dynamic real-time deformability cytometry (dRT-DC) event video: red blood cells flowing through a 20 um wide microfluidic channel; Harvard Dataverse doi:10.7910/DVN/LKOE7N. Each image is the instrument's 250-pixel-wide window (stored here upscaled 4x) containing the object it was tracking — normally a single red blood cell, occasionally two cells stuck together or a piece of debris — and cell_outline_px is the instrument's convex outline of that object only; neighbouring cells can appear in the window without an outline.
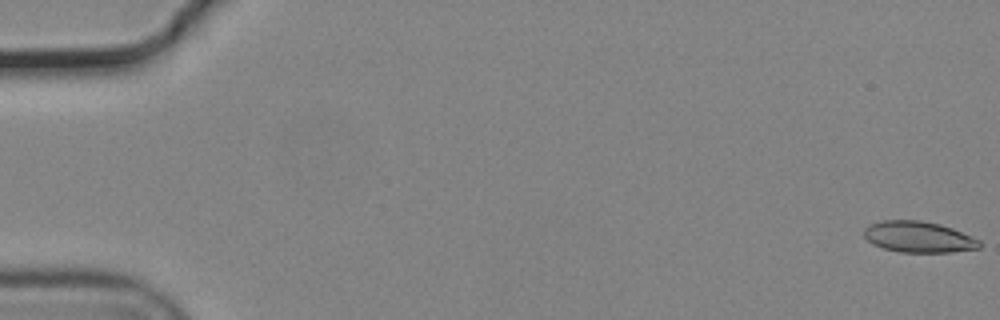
{"species": "common noctule bat (a hibernating species)", "species_latin": "Nyctalus noctula", "temperature_condition": "cold", "stored_images_in_passage": 56, "camera_frame_rate_fps": 3000, "um_per_image_px": 0.085, "animal": {"sex": "male", "body_mass_g": 19.2, "forearm_length_mm": 51.8}, "frame": {"image": 1, "passage_image": 1, "time_ms": 0.0, "image_size_px": [1000, 320], "cell_outline_px": [[980, 248], [952, 252], [900, 252], [884, 248], [872, 244], [864, 236], [864, 228], [880, 220], [920, 220], [940, 224], [952, 228], [980, 240]], "centroid_in_image_um": [78.07, 20.14], "position_along_channel_um": 6.9, "area_um2": 20.87}}
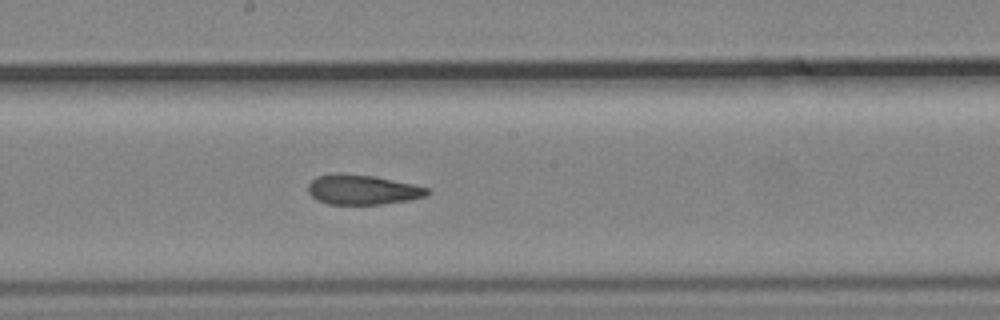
{"frame": {"image": 2, "passage_image": 31, "time_ms": 10.0, "image_size_px": [1000, 320], "cell_outline_px": [[432, 192], [424, 196], [408, 200], [380, 204], [328, 204], [316, 200], [308, 192], [308, 184], [316, 176], [336, 172], [340, 172], [376, 176], [412, 184], [428, 188]], "centroid_in_image_um": [30.77, 16.1], "position_along_channel_um": 217.4, "area_um2": 20.87}}
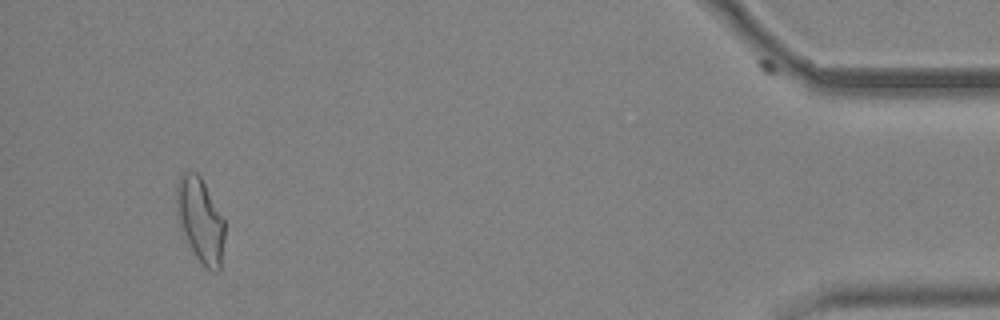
{"frame": {"image": 3, "passage_image": 53, "time_ms": 17.333, "image_size_px": [1000, 320], "cell_outline_px": [[224, 236], [220, 272], [212, 272], [196, 256], [188, 244], [176, 220], [176, 180], [180, 172], [196, 172], [200, 176], [224, 220]], "centroid_in_image_um": [16.98, 18.69], "position_along_channel_um": 418.2, "area_um2": 23.81}, "authors_computed_cell_mechanics": {"area_um2": 21.7039, "velocity_mm_per_s": 3.715, "shape_relaxation_time_tau1_ms": null, "shape_relaxation_time_tau2_ms": 4.0255, "deformation_change_tau1": null, "deformation_change_tau2": 0.1156}}